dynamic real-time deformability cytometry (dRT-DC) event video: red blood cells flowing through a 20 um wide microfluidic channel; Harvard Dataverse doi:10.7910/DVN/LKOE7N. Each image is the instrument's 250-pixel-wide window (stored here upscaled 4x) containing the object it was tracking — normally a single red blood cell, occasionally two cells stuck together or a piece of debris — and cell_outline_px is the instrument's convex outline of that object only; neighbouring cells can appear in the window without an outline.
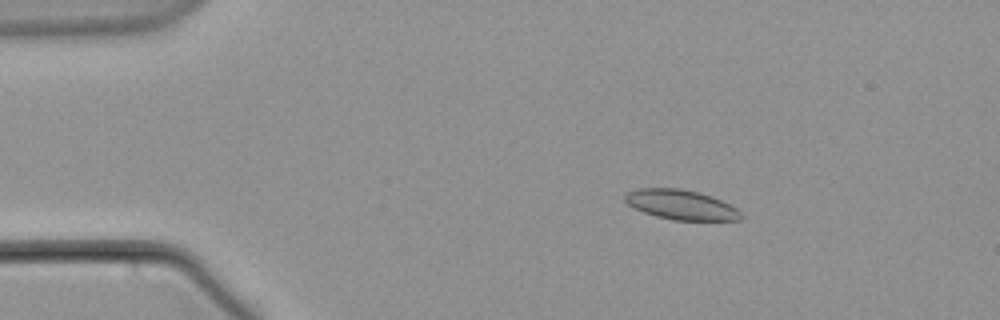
{"species": "common noctule bat (a hibernating species)", "species_latin": "Nyctalus noctula", "temperature_condition": "warm", "stored_images_in_passage": 58, "camera_frame_rate_fps": 3000, "um_per_image_px": 0.085, "animal": {"sex": "male", "body_mass_g": 21.5, "forearm_length_mm": 52.0}, "frame": {"image": 1, "passage_image": 11, "time_ms": 3.333, "image_size_px": [1000, 320], "cell_outline_px": [[744, 216], [740, 220], [672, 220], [656, 216], [632, 208], [624, 200], [624, 196], [628, 192], [640, 188], [680, 188], [712, 196], [736, 208]], "centroid_in_image_um": [57.87, 17.41], "position_along_channel_um": 27.1, "area_um2": 20.06}}
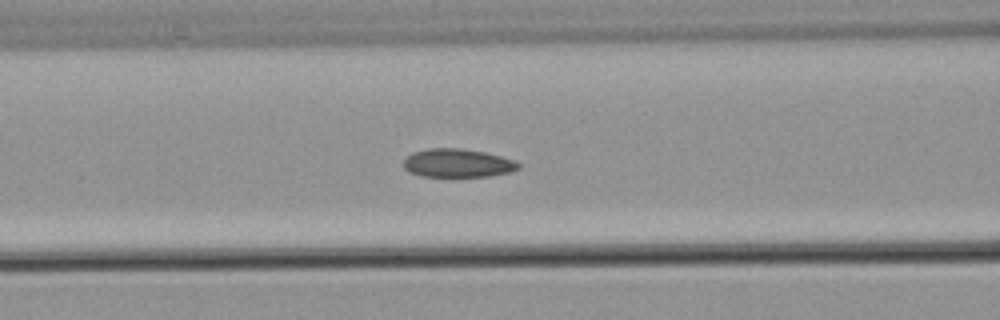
{"frame": {"image": 2, "passage_image": 25, "time_ms": 8.0, "image_size_px": [1000, 320], "cell_outline_px": [[520, 168], [512, 172], [492, 176], [424, 176], [408, 172], [404, 168], [404, 160], [412, 152], [428, 148], [460, 148], [484, 152], [516, 160], [520, 164]], "centroid_in_image_um": [38.93, 13.86], "position_along_channel_um": 127.7, "area_um2": 19.13}}
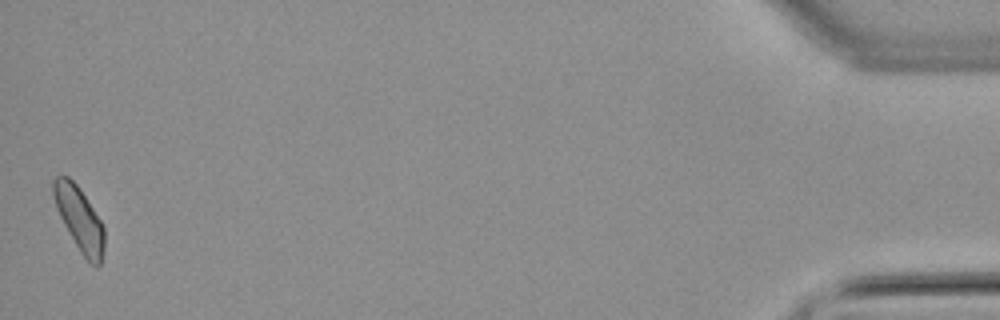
{"frame": {"image": 3, "passage_image": 58, "time_ms": 19.0, "image_size_px": [1000, 320], "cell_outline_px": [[104, 248], [100, 264], [96, 268], [88, 264], [80, 252], [64, 224], [56, 208], [52, 192], [52, 180], [56, 176], [68, 176], [76, 184], [100, 220], [104, 228]], "centroid_in_image_um": [6.74, 18.65], "position_along_channel_um": 428.5, "area_um2": 18.84}}